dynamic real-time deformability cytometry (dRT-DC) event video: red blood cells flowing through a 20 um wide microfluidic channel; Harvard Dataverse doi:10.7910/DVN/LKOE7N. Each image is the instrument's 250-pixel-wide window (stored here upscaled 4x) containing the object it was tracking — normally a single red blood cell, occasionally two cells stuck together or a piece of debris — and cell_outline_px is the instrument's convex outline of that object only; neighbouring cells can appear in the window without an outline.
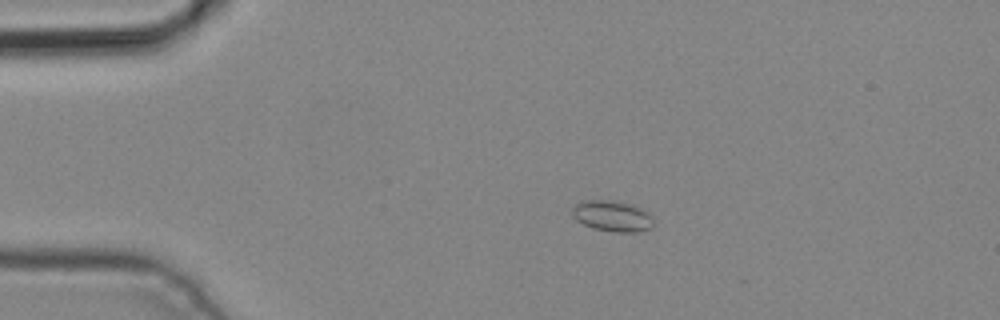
{"species": "common noctule bat (a hibernating species)", "species_latin": "Nyctalus noctula", "temperature_condition": "cold", "stored_images_in_passage": 4, "camera_frame_rate_fps": 3000, "um_per_image_px": 0.085, "animal": {"sex": "male", "body_mass_g": 19.2, "forearm_length_mm": 51.8}, "frame": {"image": 1, "passage_image": 3, "time_ms": 0.667, "image_size_px": [1000, 320], "cell_outline_px": [[652, 228], [636, 232], [616, 232], [592, 228], [576, 220], [572, 216], [572, 208], [576, 204], [584, 200], [612, 200], [632, 204], [648, 212], [652, 216]], "centroid_in_image_um": [52.04, 18.36], "position_along_channel_um": 33.0, "area_um2": 14.68}}